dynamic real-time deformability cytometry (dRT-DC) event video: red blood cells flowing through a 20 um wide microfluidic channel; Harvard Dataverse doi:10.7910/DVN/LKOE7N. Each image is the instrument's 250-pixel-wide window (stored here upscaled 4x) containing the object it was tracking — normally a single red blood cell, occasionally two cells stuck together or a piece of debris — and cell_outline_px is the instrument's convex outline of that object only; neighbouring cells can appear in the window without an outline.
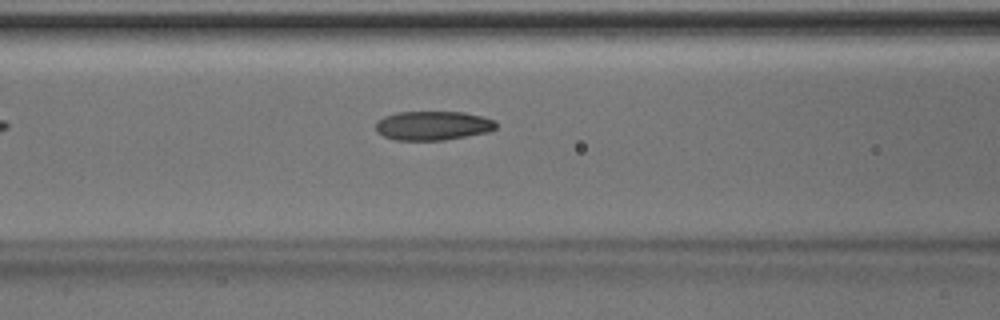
{"species": "Egyptian fruit bat (a non-hibernating species)", "species_latin": "Rousettus aegyptiacus", "temperature_condition": "room temperature", "stored_images_in_passage": 6, "camera_frame_rate_fps": 3000, "um_per_image_px": 0.085, "animal": {"sex": "male"}, "frame": {"image": 1, "passage_image": 6, "time_ms": 1.667, "image_size_px": [1000, 320], "cell_outline_px": [[496, 128], [488, 132], [444, 140], [396, 140], [384, 136], [376, 132], [376, 120], [384, 116], [396, 112], [464, 112], [496, 120]], "centroid_in_image_um": [36.77, 10.67], "position_along_channel_um": 129.8, "area_um2": 20.46}}